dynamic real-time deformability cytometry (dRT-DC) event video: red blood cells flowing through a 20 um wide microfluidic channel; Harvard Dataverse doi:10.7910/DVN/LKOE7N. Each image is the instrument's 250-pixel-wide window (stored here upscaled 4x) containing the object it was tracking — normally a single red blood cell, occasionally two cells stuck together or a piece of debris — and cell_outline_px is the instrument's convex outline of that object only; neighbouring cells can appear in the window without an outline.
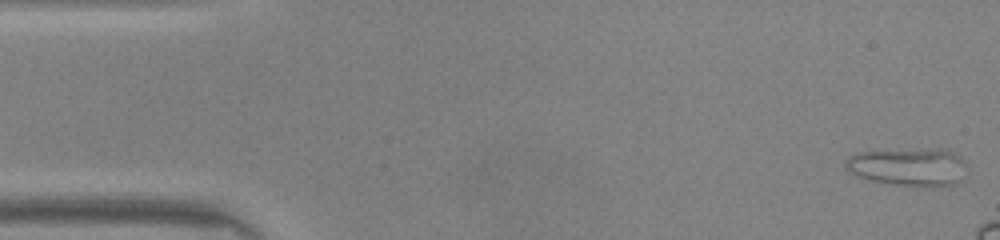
{"species": "common noctule bat (a hibernating species)", "species_latin": "Nyctalus noctula", "temperature_condition": "warm", "stored_images_in_passage": 8, "camera_frame_rate_fps": 3000, "um_per_image_px": 0.085, "animal": {"sex": "male", "body_mass_g": 20.0, "forearm_length_mm": 53.3}, "frame": {"image": 1, "passage_image": 1, "time_ms": 0.0, "image_size_px": [1000, 240], "cell_outline_px": [[968, 168], [960, 180], [956, 184], [940, 188], [924, 188], [896, 184], [872, 180], [848, 172], [844, 168], [844, 160], [848, 156], [856, 152], [940, 148], [944, 148], [956, 152], [964, 160]], "centroid_in_image_um": [77.29, 14.19], "position_along_channel_um": 7.7, "area_um2": 27.63}}